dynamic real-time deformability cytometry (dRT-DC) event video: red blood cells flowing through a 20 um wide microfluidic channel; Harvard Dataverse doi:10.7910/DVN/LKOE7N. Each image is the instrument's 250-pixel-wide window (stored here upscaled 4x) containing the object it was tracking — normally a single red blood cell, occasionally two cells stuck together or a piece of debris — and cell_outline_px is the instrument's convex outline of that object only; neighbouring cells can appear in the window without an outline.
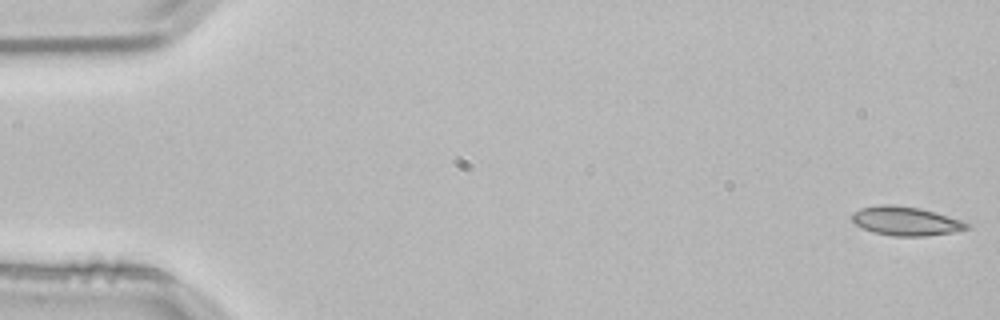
{"species": "common noctule bat (a hibernating species)", "species_latin": "Nyctalus noctula", "temperature_condition": "room temperature", "stored_images_in_passage": 8, "camera_frame_rate_fps": 3000, "um_per_image_px": 0.085, "animal": {"sex": "male", "body_mass_g": 21.5, "forearm_length_mm": 52.0}, "frame": {"image": 1, "passage_image": 1, "time_ms": 0.0, "image_size_px": [1000, 320], "cell_outline_px": [[972, 228], [952, 232], [924, 236], [892, 236], [872, 232], [856, 224], [852, 220], [852, 212], [860, 208], [880, 204], [892, 204], [920, 208], [936, 212], [960, 220], [968, 224]], "centroid_in_image_um": [76.97, 18.78], "position_along_channel_um": 8.0, "area_um2": 19.36}}